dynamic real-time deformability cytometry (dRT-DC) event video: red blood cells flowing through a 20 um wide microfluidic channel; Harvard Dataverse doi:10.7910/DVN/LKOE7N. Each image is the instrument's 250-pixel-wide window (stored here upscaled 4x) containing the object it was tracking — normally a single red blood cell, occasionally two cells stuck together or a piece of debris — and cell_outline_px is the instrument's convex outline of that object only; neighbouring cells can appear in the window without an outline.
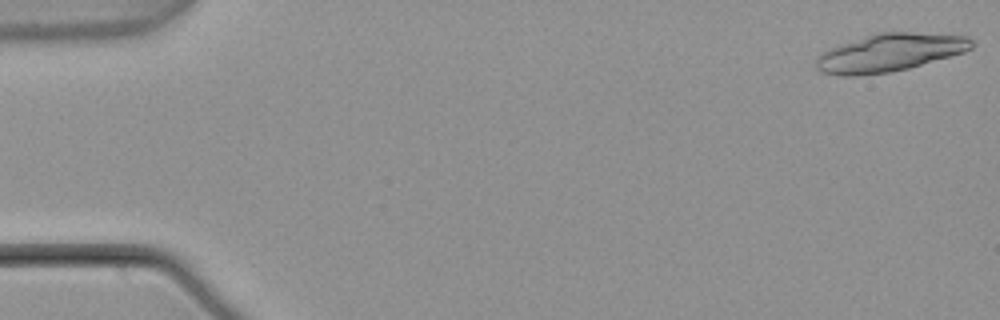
{"species": "common noctule bat (a hibernating species)", "species_latin": "Nyctalus noctula", "temperature_condition": "warm", "stored_images_in_passage": 5, "camera_frame_rate_fps": 3000, "um_per_image_px": 0.085, "animal": {"sex": "male", "body_mass_g": 21.5, "forearm_length_mm": 52.0}, "frame": {"image": 1, "passage_image": 1, "time_ms": 0.0, "image_size_px": [1000, 320], "cell_outline_px": [[976, 44], [972, 48], [964, 52], [908, 68], [892, 72], [856, 76], [840, 76], [820, 72], [816, 68], [816, 60], [820, 52], [828, 48], [876, 32], [912, 32], [968, 36]], "centroid_in_image_um": [75.59, 4.47], "position_along_channel_um": 9.4, "area_um2": 34.56}}